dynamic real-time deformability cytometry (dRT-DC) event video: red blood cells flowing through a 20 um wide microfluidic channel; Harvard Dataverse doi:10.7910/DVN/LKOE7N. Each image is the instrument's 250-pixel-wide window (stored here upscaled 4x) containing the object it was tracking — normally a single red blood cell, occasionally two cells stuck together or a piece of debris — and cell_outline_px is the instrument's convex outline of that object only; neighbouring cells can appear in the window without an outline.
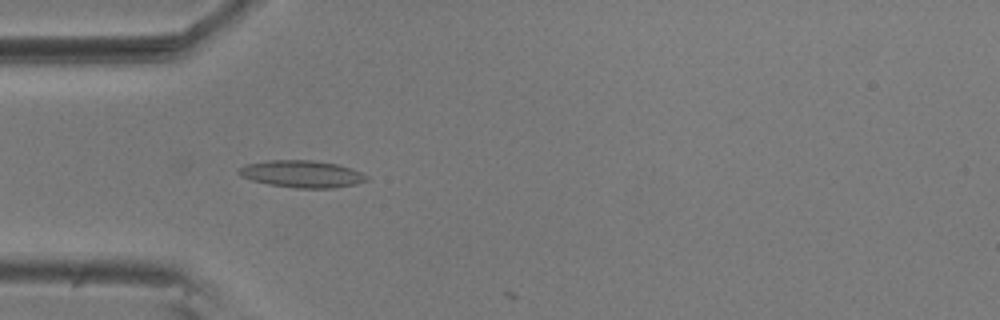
{"species": "common noctule bat (a hibernating species)", "species_latin": "Nyctalus noctula", "temperature_condition": "room temperature", "stored_images_in_passage": 16, "camera_frame_rate_fps": 3000, "um_per_image_px": 0.085, "animal": {"sex": "male", "body_mass_g": 20.5, "forearm_length_mm": 52.5}, "frame": {"image": 1, "passage_image": 15, "time_ms": 4.667, "image_size_px": [1000, 320], "cell_outline_px": [[368, 180], [356, 184], [332, 188], [296, 188], [268, 184], [252, 180], [240, 176], [236, 172], [240, 168], [248, 164], [268, 160], [312, 160], [336, 164], [352, 168], [368, 176]], "centroid_in_image_um": [25.67, 14.79], "position_along_channel_um": 59.3, "area_um2": 20.11}}